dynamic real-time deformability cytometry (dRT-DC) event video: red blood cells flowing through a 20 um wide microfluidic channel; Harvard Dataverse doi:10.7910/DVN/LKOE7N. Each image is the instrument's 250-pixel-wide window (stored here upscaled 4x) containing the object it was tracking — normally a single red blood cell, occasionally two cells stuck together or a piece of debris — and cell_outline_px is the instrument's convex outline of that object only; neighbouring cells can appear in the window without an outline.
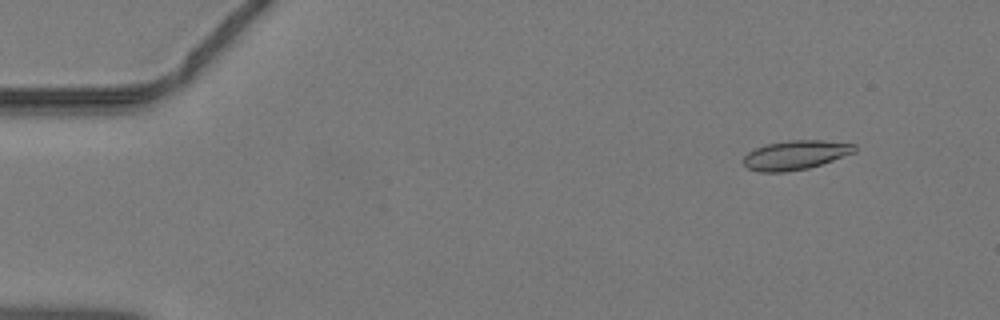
{"species": "common noctule bat (a hibernating species)", "species_latin": "Nyctalus noctula", "temperature_condition": "warm", "stored_images_in_passage": 12, "camera_frame_rate_fps": 3000, "um_per_image_px": 0.085, "animal": {"sex": "male", "body_mass_g": 19.2, "forearm_length_mm": 51.8}, "frame": {"image": 1, "passage_image": 5, "time_ms": 1.333, "image_size_px": [1000, 320], "cell_outline_px": [[856, 152], [808, 168], [784, 172], [760, 172], [748, 168], [740, 160], [748, 152], [756, 148], [768, 144], [788, 140], [820, 140], [856, 144]], "centroid_in_image_um": [67.59, 13.18], "position_along_channel_um": 17.4, "area_um2": 18.84}}